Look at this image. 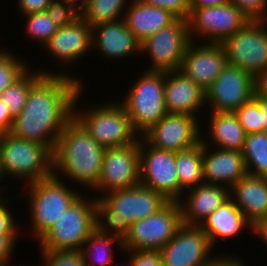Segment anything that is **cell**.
Instances as JSON below:
<instances>
[{
    "mask_svg": "<svg viewBox=\"0 0 267 266\" xmlns=\"http://www.w3.org/2000/svg\"><path fill=\"white\" fill-rule=\"evenodd\" d=\"M82 78L43 74L29 89L26 103L14 119V137L39 142L52 152L66 123L73 117L74 100L85 86Z\"/></svg>",
    "mask_w": 267,
    "mask_h": 266,
    "instance_id": "1",
    "label": "cell"
},
{
    "mask_svg": "<svg viewBox=\"0 0 267 266\" xmlns=\"http://www.w3.org/2000/svg\"><path fill=\"white\" fill-rule=\"evenodd\" d=\"M105 149L73 116L56 140L52 152L53 175L59 179L66 176L67 180L93 190L100 177Z\"/></svg>",
    "mask_w": 267,
    "mask_h": 266,
    "instance_id": "2",
    "label": "cell"
},
{
    "mask_svg": "<svg viewBox=\"0 0 267 266\" xmlns=\"http://www.w3.org/2000/svg\"><path fill=\"white\" fill-rule=\"evenodd\" d=\"M168 202L163 195L141 184L108 192L96 198V229L124 240L132 223L152 216Z\"/></svg>",
    "mask_w": 267,
    "mask_h": 266,
    "instance_id": "3",
    "label": "cell"
},
{
    "mask_svg": "<svg viewBox=\"0 0 267 266\" xmlns=\"http://www.w3.org/2000/svg\"><path fill=\"white\" fill-rule=\"evenodd\" d=\"M84 90L83 86L76 95L73 116L95 141L105 148H110L132 144L140 138L132 126L125 107L118 100L105 102L98 106L95 104L88 110L79 111L76 104L81 99Z\"/></svg>",
    "mask_w": 267,
    "mask_h": 266,
    "instance_id": "4",
    "label": "cell"
},
{
    "mask_svg": "<svg viewBox=\"0 0 267 266\" xmlns=\"http://www.w3.org/2000/svg\"><path fill=\"white\" fill-rule=\"evenodd\" d=\"M80 195L37 241L40 251H80L96 230V197Z\"/></svg>",
    "mask_w": 267,
    "mask_h": 266,
    "instance_id": "5",
    "label": "cell"
},
{
    "mask_svg": "<svg viewBox=\"0 0 267 266\" xmlns=\"http://www.w3.org/2000/svg\"><path fill=\"white\" fill-rule=\"evenodd\" d=\"M0 166L6 178L27 184L53 175L52 151L45 145L3 133L0 141Z\"/></svg>",
    "mask_w": 267,
    "mask_h": 266,
    "instance_id": "6",
    "label": "cell"
},
{
    "mask_svg": "<svg viewBox=\"0 0 267 266\" xmlns=\"http://www.w3.org/2000/svg\"><path fill=\"white\" fill-rule=\"evenodd\" d=\"M27 185L30 227L38 241L81 193L55 175Z\"/></svg>",
    "mask_w": 267,
    "mask_h": 266,
    "instance_id": "7",
    "label": "cell"
},
{
    "mask_svg": "<svg viewBox=\"0 0 267 266\" xmlns=\"http://www.w3.org/2000/svg\"><path fill=\"white\" fill-rule=\"evenodd\" d=\"M121 100L134 130L142 136L166 114L165 72L146 70Z\"/></svg>",
    "mask_w": 267,
    "mask_h": 266,
    "instance_id": "8",
    "label": "cell"
},
{
    "mask_svg": "<svg viewBox=\"0 0 267 266\" xmlns=\"http://www.w3.org/2000/svg\"><path fill=\"white\" fill-rule=\"evenodd\" d=\"M221 45L227 63L235 65L253 78L267 69V22L249 21Z\"/></svg>",
    "mask_w": 267,
    "mask_h": 266,
    "instance_id": "9",
    "label": "cell"
},
{
    "mask_svg": "<svg viewBox=\"0 0 267 266\" xmlns=\"http://www.w3.org/2000/svg\"><path fill=\"white\" fill-rule=\"evenodd\" d=\"M183 224L179 203L169 201L157 213L130 226L123 240V250H160Z\"/></svg>",
    "mask_w": 267,
    "mask_h": 266,
    "instance_id": "10",
    "label": "cell"
},
{
    "mask_svg": "<svg viewBox=\"0 0 267 266\" xmlns=\"http://www.w3.org/2000/svg\"><path fill=\"white\" fill-rule=\"evenodd\" d=\"M140 184L163 195L168 201L180 199L176 152L151 146L139 138Z\"/></svg>",
    "mask_w": 267,
    "mask_h": 266,
    "instance_id": "11",
    "label": "cell"
},
{
    "mask_svg": "<svg viewBox=\"0 0 267 266\" xmlns=\"http://www.w3.org/2000/svg\"><path fill=\"white\" fill-rule=\"evenodd\" d=\"M191 42L188 19L177 18L140 44V53H148L150 71H176L181 69L187 46Z\"/></svg>",
    "mask_w": 267,
    "mask_h": 266,
    "instance_id": "12",
    "label": "cell"
},
{
    "mask_svg": "<svg viewBox=\"0 0 267 266\" xmlns=\"http://www.w3.org/2000/svg\"><path fill=\"white\" fill-rule=\"evenodd\" d=\"M248 19L230 1L224 5L203 8H190L188 18L191 41L200 35L203 43H222L228 37L242 29Z\"/></svg>",
    "mask_w": 267,
    "mask_h": 266,
    "instance_id": "13",
    "label": "cell"
},
{
    "mask_svg": "<svg viewBox=\"0 0 267 266\" xmlns=\"http://www.w3.org/2000/svg\"><path fill=\"white\" fill-rule=\"evenodd\" d=\"M140 184L139 139L132 144L106 148L97 186L101 198L104 194ZM104 193V194H103Z\"/></svg>",
    "mask_w": 267,
    "mask_h": 266,
    "instance_id": "14",
    "label": "cell"
},
{
    "mask_svg": "<svg viewBox=\"0 0 267 266\" xmlns=\"http://www.w3.org/2000/svg\"><path fill=\"white\" fill-rule=\"evenodd\" d=\"M212 112H235L254 96V78L227 63L220 75L205 91Z\"/></svg>",
    "mask_w": 267,
    "mask_h": 266,
    "instance_id": "15",
    "label": "cell"
},
{
    "mask_svg": "<svg viewBox=\"0 0 267 266\" xmlns=\"http://www.w3.org/2000/svg\"><path fill=\"white\" fill-rule=\"evenodd\" d=\"M213 249L200 226L182 224L159 251L163 266H204L214 257Z\"/></svg>",
    "mask_w": 267,
    "mask_h": 266,
    "instance_id": "16",
    "label": "cell"
},
{
    "mask_svg": "<svg viewBox=\"0 0 267 266\" xmlns=\"http://www.w3.org/2000/svg\"><path fill=\"white\" fill-rule=\"evenodd\" d=\"M200 121L186 114H166L142 137L153 147L180 152L201 142Z\"/></svg>",
    "mask_w": 267,
    "mask_h": 266,
    "instance_id": "17",
    "label": "cell"
},
{
    "mask_svg": "<svg viewBox=\"0 0 267 266\" xmlns=\"http://www.w3.org/2000/svg\"><path fill=\"white\" fill-rule=\"evenodd\" d=\"M196 44L187 46L180 70L206 91L227 64L226 53L221 43Z\"/></svg>",
    "mask_w": 267,
    "mask_h": 266,
    "instance_id": "18",
    "label": "cell"
},
{
    "mask_svg": "<svg viewBox=\"0 0 267 266\" xmlns=\"http://www.w3.org/2000/svg\"><path fill=\"white\" fill-rule=\"evenodd\" d=\"M42 48L50 52L55 62L73 65L92 49L91 26L80 16L72 24L59 27Z\"/></svg>",
    "mask_w": 267,
    "mask_h": 266,
    "instance_id": "19",
    "label": "cell"
},
{
    "mask_svg": "<svg viewBox=\"0 0 267 266\" xmlns=\"http://www.w3.org/2000/svg\"><path fill=\"white\" fill-rule=\"evenodd\" d=\"M165 107L168 114H186L198 118L206 104L205 91L181 70L165 72Z\"/></svg>",
    "mask_w": 267,
    "mask_h": 266,
    "instance_id": "20",
    "label": "cell"
},
{
    "mask_svg": "<svg viewBox=\"0 0 267 266\" xmlns=\"http://www.w3.org/2000/svg\"><path fill=\"white\" fill-rule=\"evenodd\" d=\"M91 39L92 49L107 59L122 60L140 53L141 43L128 29L123 18L91 27Z\"/></svg>",
    "mask_w": 267,
    "mask_h": 266,
    "instance_id": "21",
    "label": "cell"
},
{
    "mask_svg": "<svg viewBox=\"0 0 267 266\" xmlns=\"http://www.w3.org/2000/svg\"><path fill=\"white\" fill-rule=\"evenodd\" d=\"M210 149L202 143L204 182L230 189L247 174L243 155L236 150Z\"/></svg>",
    "mask_w": 267,
    "mask_h": 266,
    "instance_id": "22",
    "label": "cell"
},
{
    "mask_svg": "<svg viewBox=\"0 0 267 266\" xmlns=\"http://www.w3.org/2000/svg\"><path fill=\"white\" fill-rule=\"evenodd\" d=\"M177 202L183 224L198 225L230 198V189L222 185L201 183L187 190Z\"/></svg>",
    "mask_w": 267,
    "mask_h": 266,
    "instance_id": "23",
    "label": "cell"
},
{
    "mask_svg": "<svg viewBox=\"0 0 267 266\" xmlns=\"http://www.w3.org/2000/svg\"><path fill=\"white\" fill-rule=\"evenodd\" d=\"M230 198L252 225L267 217V178L246 174L230 188Z\"/></svg>",
    "mask_w": 267,
    "mask_h": 266,
    "instance_id": "24",
    "label": "cell"
},
{
    "mask_svg": "<svg viewBox=\"0 0 267 266\" xmlns=\"http://www.w3.org/2000/svg\"><path fill=\"white\" fill-rule=\"evenodd\" d=\"M123 19L128 29L142 43L160 29L172 24L177 17L161 7L131 0Z\"/></svg>",
    "mask_w": 267,
    "mask_h": 266,
    "instance_id": "25",
    "label": "cell"
},
{
    "mask_svg": "<svg viewBox=\"0 0 267 266\" xmlns=\"http://www.w3.org/2000/svg\"><path fill=\"white\" fill-rule=\"evenodd\" d=\"M207 234L211 246L214 248L217 240H227L240 236L247 227L251 229V224L246 220L243 212L229 198L213 213H211L200 225ZM250 227V228H249Z\"/></svg>",
    "mask_w": 267,
    "mask_h": 266,
    "instance_id": "26",
    "label": "cell"
},
{
    "mask_svg": "<svg viewBox=\"0 0 267 266\" xmlns=\"http://www.w3.org/2000/svg\"><path fill=\"white\" fill-rule=\"evenodd\" d=\"M208 139L213 143H208L207 137L201 135V142L204 145H217L219 149L242 151L246 133L239 123L234 112H212L210 114ZM204 137V138H203ZM211 137V138H210Z\"/></svg>",
    "mask_w": 267,
    "mask_h": 266,
    "instance_id": "27",
    "label": "cell"
},
{
    "mask_svg": "<svg viewBox=\"0 0 267 266\" xmlns=\"http://www.w3.org/2000/svg\"><path fill=\"white\" fill-rule=\"evenodd\" d=\"M176 168L178 170L181 198L187 193L184 190H189L204 182L202 142L192 148L176 152Z\"/></svg>",
    "mask_w": 267,
    "mask_h": 266,
    "instance_id": "28",
    "label": "cell"
},
{
    "mask_svg": "<svg viewBox=\"0 0 267 266\" xmlns=\"http://www.w3.org/2000/svg\"><path fill=\"white\" fill-rule=\"evenodd\" d=\"M66 72V73H65ZM53 73L49 70H34L30 68L13 84L7 87L1 94L0 99L7 106L11 116L15 119L23 110L27 100L30 87L43 75V74H62L70 76V72Z\"/></svg>",
    "mask_w": 267,
    "mask_h": 266,
    "instance_id": "29",
    "label": "cell"
},
{
    "mask_svg": "<svg viewBox=\"0 0 267 266\" xmlns=\"http://www.w3.org/2000/svg\"><path fill=\"white\" fill-rule=\"evenodd\" d=\"M114 242L121 248L120 250H123V240L111 234L100 233L96 229L80 250L86 266H106L107 264L111 266L115 263L112 258Z\"/></svg>",
    "mask_w": 267,
    "mask_h": 266,
    "instance_id": "30",
    "label": "cell"
},
{
    "mask_svg": "<svg viewBox=\"0 0 267 266\" xmlns=\"http://www.w3.org/2000/svg\"><path fill=\"white\" fill-rule=\"evenodd\" d=\"M130 0H83L80 16L91 26L122 19ZM126 6V7H125ZM123 10V11H122Z\"/></svg>",
    "mask_w": 267,
    "mask_h": 266,
    "instance_id": "31",
    "label": "cell"
},
{
    "mask_svg": "<svg viewBox=\"0 0 267 266\" xmlns=\"http://www.w3.org/2000/svg\"><path fill=\"white\" fill-rule=\"evenodd\" d=\"M248 175L267 178V133L246 135L241 151Z\"/></svg>",
    "mask_w": 267,
    "mask_h": 266,
    "instance_id": "32",
    "label": "cell"
},
{
    "mask_svg": "<svg viewBox=\"0 0 267 266\" xmlns=\"http://www.w3.org/2000/svg\"><path fill=\"white\" fill-rule=\"evenodd\" d=\"M26 33L34 41L39 43V46H44L47 41L57 32L59 26L44 12H37L25 15Z\"/></svg>",
    "mask_w": 267,
    "mask_h": 266,
    "instance_id": "33",
    "label": "cell"
},
{
    "mask_svg": "<svg viewBox=\"0 0 267 266\" xmlns=\"http://www.w3.org/2000/svg\"><path fill=\"white\" fill-rule=\"evenodd\" d=\"M4 50H0V94L30 68L26 61L24 63L17 55L14 56L11 50Z\"/></svg>",
    "mask_w": 267,
    "mask_h": 266,
    "instance_id": "34",
    "label": "cell"
},
{
    "mask_svg": "<svg viewBox=\"0 0 267 266\" xmlns=\"http://www.w3.org/2000/svg\"><path fill=\"white\" fill-rule=\"evenodd\" d=\"M246 135L263 132L260 105L258 97L253 96L234 112Z\"/></svg>",
    "mask_w": 267,
    "mask_h": 266,
    "instance_id": "35",
    "label": "cell"
},
{
    "mask_svg": "<svg viewBox=\"0 0 267 266\" xmlns=\"http://www.w3.org/2000/svg\"><path fill=\"white\" fill-rule=\"evenodd\" d=\"M46 13L59 27L67 26L80 17V3L75 0H52Z\"/></svg>",
    "mask_w": 267,
    "mask_h": 266,
    "instance_id": "36",
    "label": "cell"
},
{
    "mask_svg": "<svg viewBox=\"0 0 267 266\" xmlns=\"http://www.w3.org/2000/svg\"><path fill=\"white\" fill-rule=\"evenodd\" d=\"M40 266H86L80 251H40Z\"/></svg>",
    "mask_w": 267,
    "mask_h": 266,
    "instance_id": "37",
    "label": "cell"
},
{
    "mask_svg": "<svg viewBox=\"0 0 267 266\" xmlns=\"http://www.w3.org/2000/svg\"><path fill=\"white\" fill-rule=\"evenodd\" d=\"M248 21H267V0H229Z\"/></svg>",
    "mask_w": 267,
    "mask_h": 266,
    "instance_id": "38",
    "label": "cell"
},
{
    "mask_svg": "<svg viewBox=\"0 0 267 266\" xmlns=\"http://www.w3.org/2000/svg\"><path fill=\"white\" fill-rule=\"evenodd\" d=\"M152 6L170 11L177 18L188 19L190 15L189 0H138Z\"/></svg>",
    "mask_w": 267,
    "mask_h": 266,
    "instance_id": "39",
    "label": "cell"
},
{
    "mask_svg": "<svg viewBox=\"0 0 267 266\" xmlns=\"http://www.w3.org/2000/svg\"><path fill=\"white\" fill-rule=\"evenodd\" d=\"M130 256L132 266H163L159 250L123 251Z\"/></svg>",
    "mask_w": 267,
    "mask_h": 266,
    "instance_id": "40",
    "label": "cell"
},
{
    "mask_svg": "<svg viewBox=\"0 0 267 266\" xmlns=\"http://www.w3.org/2000/svg\"><path fill=\"white\" fill-rule=\"evenodd\" d=\"M7 197L0 202V234H19L18 224L8 209L11 200Z\"/></svg>",
    "mask_w": 267,
    "mask_h": 266,
    "instance_id": "41",
    "label": "cell"
},
{
    "mask_svg": "<svg viewBox=\"0 0 267 266\" xmlns=\"http://www.w3.org/2000/svg\"><path fill=\"white\" fill-rule=\"evenodd\" d=\"M18 235L19 234H0V264L11 262Z\"/></svg>",
    "mask_w": 267,
    "mask_h": 266,
    "instance_id": "42",
    "label": "cell"
},
{
    "mask_svg": "<svg viewBox=\"0 0 267 266\" xmlns=\"http://www.w3.org/2000/svg\"><path fill=\"white\" fill-rule=\"evenodd\" d=\"M52 0H17V8L21 15L44 12Z\"/></svg>",
    "mask_w": 267,
    "mask_h": 266,
    "instance_id": "43",
    "label": "cell"
},
{
    "mask_svg": "<svg viewBox=\"0 0 267 266\" xmlns=\"http://www.w3.org/2000/svg\"><path fill=\"white\" fill-rule=\"evenodd\" d=\"M243 258H239L236 255L228 256V254L222 256V254L214 255V257L207 262L204 266H246Z\"/></svg>",
    "mask_w": 267,
    "mask_h": 266,
    "instance_id": "44",
    "label": "cell"
},
{
    "mask_svg": "<svg viewBox=\"0 0 267 266\" xmlns=\"http://www.w3.org/2000/svg\"><path fill=\"white\" fill-rule=\"evenodd\" d=\"M14 118L11 116L7 106L0 99V131L10 133L13 127Z\"/></svg>",
    "mask_w": 267,
    "mask_h": 266,
    "instance_id": "45",
    "label": "cell"
},
{
    "mask_svg": "<svg viewBox=\"0 0 267 266\" xmlns=\"http://www.w3.org/2000/svg\"><path fill=\"white\" fill-rule=\"evenodd\" d=\"M254 96L267 98V69L254 78Z\"/></svg>",
    "mask_w": 267,
    "mask_h": 266,
    "instance_id": "46",
    "label": "cell"
},
{
    "mask_svg": "<svg viewBox=\"0 0 267 266\" xmlns=\"http://www.w3.org/2000/svg\"><path fill=\"white\" fill-rule=\"evenodd\" d=\"M250 231L267 245V217L254 222Z\"/></svg>",
    "mask_w": 267,
    "mask_h": 266,
    "instance_id": "47",
    "label": "cell"
},
{
    "mask_svg": "<svg viewBox=\"0 0 267 266\" xmlns=\"http://www.w3.org/2000/svg\"><path fill=\"white\" fill-rule=\"evenodd\" d=\"M229 0H189L190 8H203L216 5H224Z\"/></svg>",
    "mask_w": 267,
    "mask_h": 266,
    "instance_id": "48",
    "label": "cell"
},
{
    "mask_svg": "<svg viewBox=\"0 0 267 266\" xmlns=\"http://www.w3.org/2000/svg\"><path fill=\"white\" fill-rule=\"evenodd\" d=\"M258 104L260 105L261 110L263 132L267 133V98L258 97Z\"/></svg>",
    "mask_w": 267,
    "mask_h": 266,
    "instance_id": "49",
    "label": "cell"
},
{
    "mask_svg": "<svg viewBox=\"0 0 267 266\" xmlns=\"http://www.w3.org/2000/svg\"><path fill=\"white\" fill-rule=\"evenodd\" d=\"M4 178H6L5 176H4V174H3V172H2V169H1V166H0V185H2L1 183H4V182H2V181H4ZM0 187H2V186H0ZM0 191L2 192V190L0 189ZM1 192H0V198L3 200L5 197L3 196H1L2 194H1Z\"/></svg>",
    "mask_w": 267,
    "mask_h": 266,
    "instance_id": "50",
    "label": "cell"
},
{
    "mask_svg": "<svg viewBox=\"0 0 267 266\" xmlns=\"http://www.w3.org/2000/svg\"><path fill=\"white\" fill-rule=\"evenodd\" d=\"M128 260H129V261H128V263H127V266H132V264H131V260L129 259V257H128ZM124 264H125V263H123V264L120 265V266H125Z\"/></svg>",
    "mask_w": 267,
    "mask_h": 266,
    "instance_id": "51",
    "label": "cell"
},
{
    "mask_svg": "<svg viewBox=\"0 0 267 266\" xmlns=\"http://www.w3.org/2000/svg\"><path fill=\"white\" fill-rule=\"evenodd\" d=\"M9 264H11V263L0 264V266H10Z\"/></svg>",
    "mask_w": 267,
    "mask_h": 266,
    "instance_id": "52",
    "label": "cell"
},
{
    "mask_svg": "<svg viewBox=\"0 0 267 266\" xmlns=\"http://www.w3.org/2000/svg\"><path fill=\"white\" fill-rule=\"evenodd\" d=\"M2 136H3V132L0 131V141H1Z\"/></svg>",
    "mask_w": 267,
    "mask_h": 266,
    "instance_id": "53",
    "label": "cell"
},
{
    "mask_svg": "<svg viewBox=\"0 0 267 266\" xmlns=\"http://www.w3.org/2000/svg\"><path fill=\"white\" fill-rule=\"evenodd\" d=\"M75 1H77L78 3H81L83 0H75Z\"/></svg>",
    "mask_w": 267,
    "mask_h": 266,
    "instance_id": "54",
    "label": "cell"
}]
</instances>
